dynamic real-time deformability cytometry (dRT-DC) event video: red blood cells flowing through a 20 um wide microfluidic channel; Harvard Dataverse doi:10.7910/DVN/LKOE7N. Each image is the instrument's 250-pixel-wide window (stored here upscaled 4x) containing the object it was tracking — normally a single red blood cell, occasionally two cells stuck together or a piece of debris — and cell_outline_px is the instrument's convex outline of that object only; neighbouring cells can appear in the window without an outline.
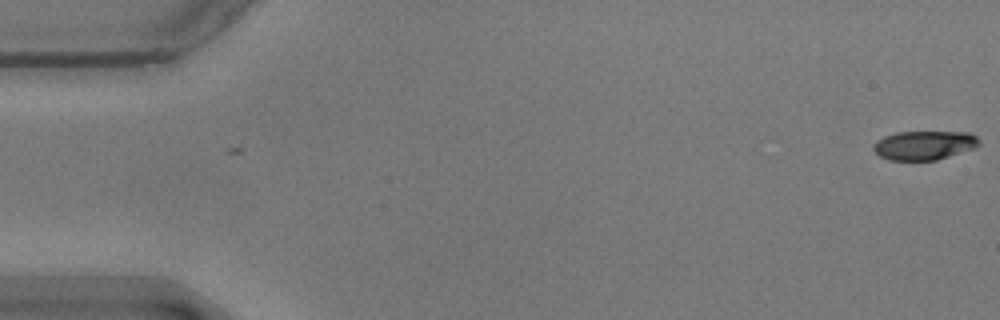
{"species": "common noctule bat (a hibernating species)", "species_latin": "Nyctalus noctula", "temperature_condition": "warm", "stored_images_in_passage": 18, "camera_frame_rate_fps": 3000, "um_per_image_px": 0.085, "animal": {"sex": "male", "body_mass_g": 17.9}, "frame": {"image": 1, "passage_image": 1, "time_ms": 0.0, "image_size_px": [1000, 320], "cell_outline_px": [[980, 144], [976, 148], [936, 160], [888, 160], [880, 156], [872, 148], [872, 144], [876, 140], [884, 136], [896, 132], [968, 132], [976, 136], [980, 140]], "centroid_in_image_um": [78.55, 12.34], "position_along_channel_um": 6.4, "area_um2": 18.03}}
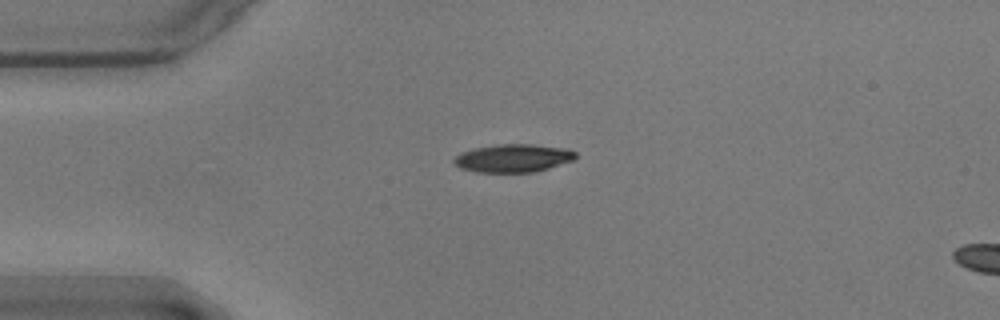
{"frame": {"image": 2, "passage_image": 14, "time_ms": 4.333, "image_size_px": [1000, 320], "cell_outline_px": [[576, 160], [548, 168], [532, 172], [476, 172], [460, 168], [452, 160], [460, 152], [476, 148], [500, 144], [532, 144], [568, 148], [576, 152]], "centroid_in_image_um": [43.65, 13.44], "position_along_channel_um": 41.3, "area_um2": 19.94}}